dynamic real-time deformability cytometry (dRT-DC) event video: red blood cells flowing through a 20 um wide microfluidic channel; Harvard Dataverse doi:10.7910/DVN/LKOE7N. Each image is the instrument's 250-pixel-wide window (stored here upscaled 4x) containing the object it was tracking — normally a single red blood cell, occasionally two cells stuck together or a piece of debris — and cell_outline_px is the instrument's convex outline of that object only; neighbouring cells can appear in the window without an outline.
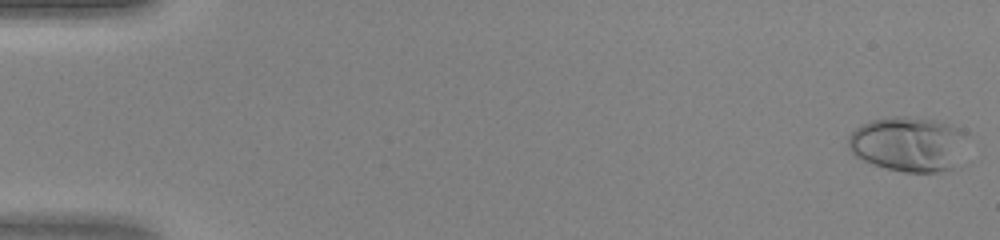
{"species": "human", "species_latin": "Homo sapiens", "temperature_condition": "warm", "stored_images_in_passage": 47, "camera_frame_rate_fps": 3000, "um_per_image_px": 0.085, "donor": {"sex": "female"}, "frame": {"image": 1, "passage_image": 1, "time_ms": 0.0, "image_size_px": [1000, 240], "cell_outline_px": [[968, 132], [952, 168], [932, 172], [904, 172], [872, 164], [856, 156], [848, 148], [848, 136], [860, 124], [872, 120], [892, 116], [904, 116], [936, 120], [952, 124]], "centroid_in_image_um": [77.16, 12.21], "position_along_channel_um": 7.8, "area_um2": 37.69}}
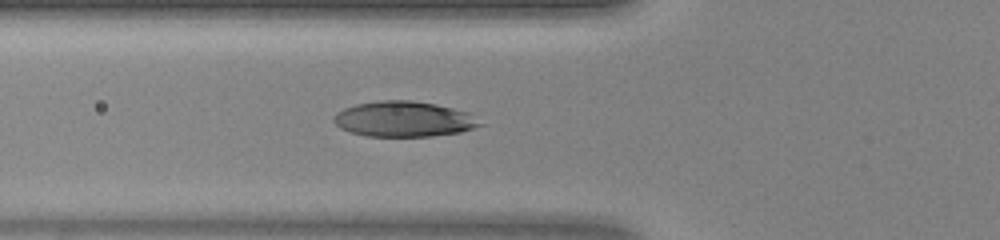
{"frame": {"image": 2, "passage_image": 18, "time_ms": 5.667, "image_size_px": [1000, 240], "cell_outline_px": [[484, 124], [460, 132], [432, 136], [368, 136], [348, 132], [340, 128], [332, 120], [332, 116], [336, 112], [344, 108], [356, 104], [380, 100], [408, 100], [436, 104], [468, 112]], "centroid_in_image_um": [34.28, 10.12], "position_along_channel_um": 91.5, "area_um2": 30.23}}
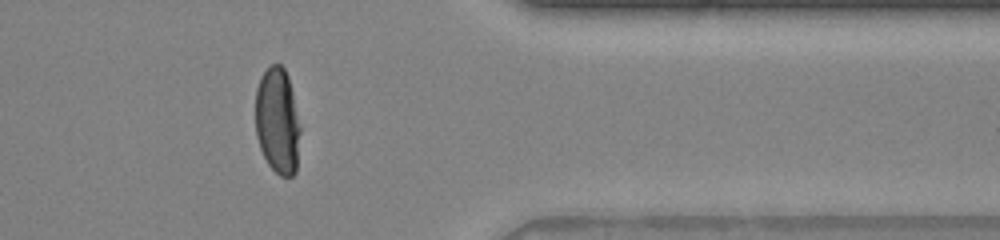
{"frame": {"image": 3, "passage_image": 39, "time_ms": 12.667, "image_size_px": [1000, 240], "cell_outline_px": [[300, 132], [296, 172], [292, 176], [280, 176], [268, 164], [260, 148], [256, 136], [256, 88], [264, 72], [272, 64], [280, 64], [284, 68], [288, 76], [292, 92], [300, 128]], "centroid_in_image_um": [23.59, 10.3], "position_along_channel_um": 387.8, "area_um2": 27.51}}